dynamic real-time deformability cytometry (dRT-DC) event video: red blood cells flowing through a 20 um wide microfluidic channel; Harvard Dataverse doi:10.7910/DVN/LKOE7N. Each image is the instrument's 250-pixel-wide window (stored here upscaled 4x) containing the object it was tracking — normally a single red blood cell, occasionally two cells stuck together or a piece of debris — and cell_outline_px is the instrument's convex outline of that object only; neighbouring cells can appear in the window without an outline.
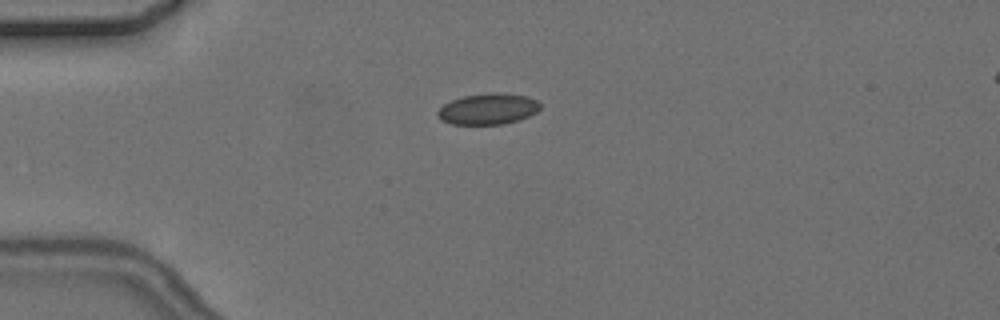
{"species": "common noctule bat (a hibernating species)", "species_latin": "Nyctalus noctula", "temperature_condition": "cold", "stored_images_in_passage": 11, "camera_frame_rate_fps": 3000, "um_per_image_px": 0.085, "animal": {"sex": "female", "body_mass_g": 24.6, "forearm_length_mm": 56.2}, "frame": {"image": 1, "passage_image": 4, "time_ms": 4.333, "image_size_px": [1000, 320], "cell_outline_px": [[540, 108], [536, 112], [520, 120], [504, 124], [452, 124], [440, 120], [436, 116], [436, 112], [444, 104], [452, 100], [464, 96], [496, 92], [528, 96], [536, 100], [540, 104]], "centroid_in_image_um": [41.47, 9.27], "position_along_channel_um": 43.5, "area_um2": 18.55}}
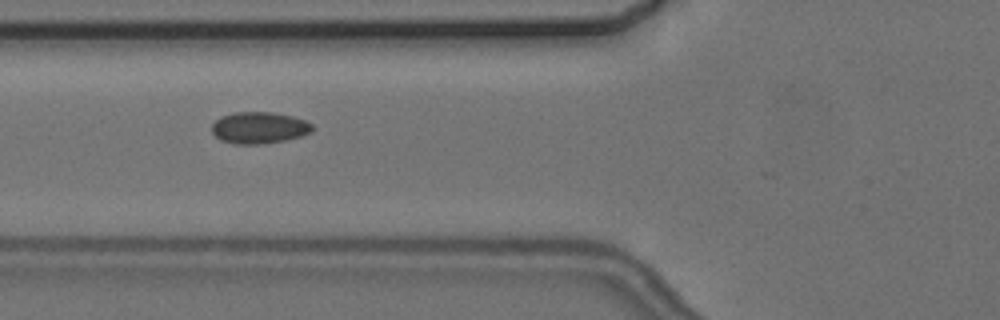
{"frame": {"image": 2, "passage_image": 6, "time_ms": 6.667, "image_size_px": [1000, 320], "cell_outline_px": [[316, 128], [312, 132], [300, 136], [284, 140], [264, 144], [236, 144], [220, 140], [212, 132], [212, 124], [220, 116], [236, 112], [272, 112], [292, 116], [304, 120], [312, 124]], "centroid_in_image_um": [22.04, 10.86], "position_along_channel_um": 103.8, "area_um2": 18.61}}
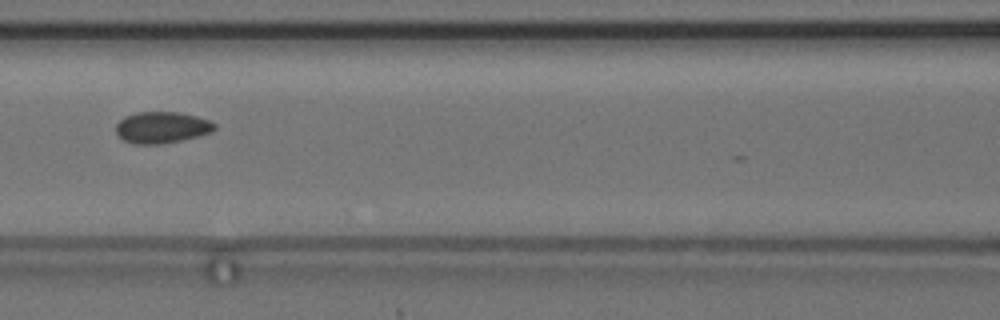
{"frame": {"image": 3, "passage_image": 7, "time_ms": 8.0, "image_size_px": [1000, 320], "cell_outline_px": [[216, 128], [212, 132], [180, 140], [160, 144], [132, 144], [124, 140], [116, 132], [116, 124], [124, 116], [136, 112], [180, 112], [196, 116], [208, 120], [216, 124]], "centroid_in_image_um": [13.74, 10.82], "position_along_channel_um": 152.9, "area_um2": 18.03}}